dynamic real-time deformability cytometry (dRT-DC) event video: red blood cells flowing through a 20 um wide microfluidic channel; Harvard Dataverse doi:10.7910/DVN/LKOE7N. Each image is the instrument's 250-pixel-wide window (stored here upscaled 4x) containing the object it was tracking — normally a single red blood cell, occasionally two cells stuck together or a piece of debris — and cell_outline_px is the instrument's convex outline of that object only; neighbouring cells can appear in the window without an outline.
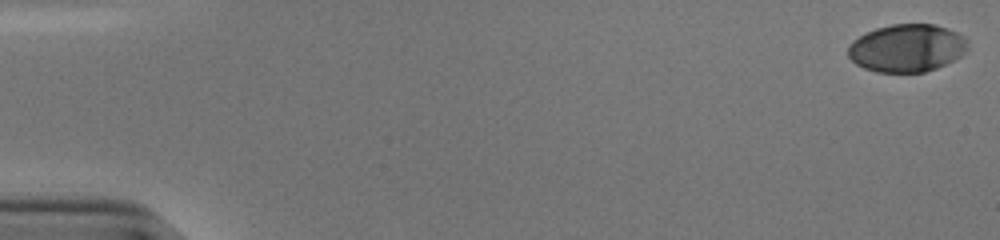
{"species": "human", "species_latin": "Homo sapiens", "temperature_condition": "cold", "stored_images_in_passage": 45, "camera_frame_rate_fps": 3000, "um_per_image_px": 0.085, "donor": {"sex": "male"}, "frame": {"image": 1, "passage_image": 1, "time_ms": 0.0, "image_size_px": [1000, 240], "cell_outline_px": [[968, 48], [960, 56], [936, 68], [924, 72], [876, 72], [864, 68], [856, 64], [848, 56], [848, 44], [852, 40], [876, 28], [892, 24], [932, 24], [948, 28], [964, 36]], "centroid_in_image_um": [77.06, 4.08], "position_along_channel_um": 7.9, "area_um2": 33.18}}
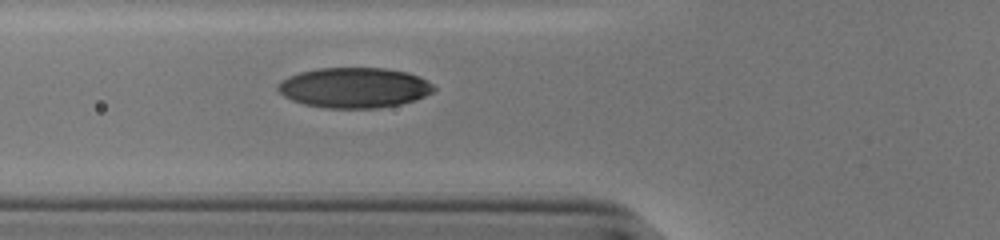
{"frame": {"image": 2, "passage_image": 21, "time_ms": 6.667, "image_size_px": [1000, 240], "cell_outline_px": [[436, 88], [432, 92], [424, 96], [400, 104], [380, 108], [324, 108], [304, 104], [292, 100], [284, 96], [276, 88], [276, 84], [280, 80], [288, 76], [300, 72], [316, 68], [384, 68], [408, 72], [432, 84]], "centroid_in_image_um": [30.05, 7.45], "position_along_channel_um": 95.7, "area_um2": 36.59}}
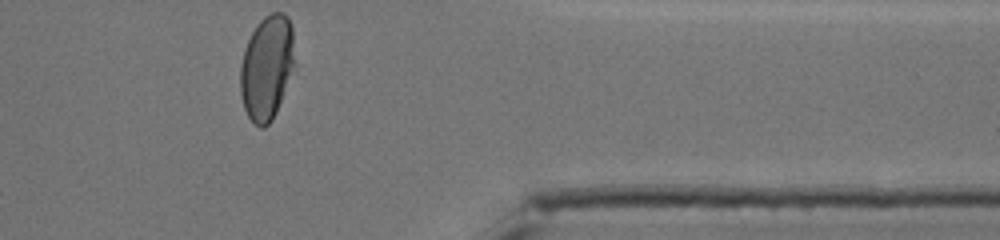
{"frame": {"image": 3, "passage_image": 45, "time_ms": 14.667, "image_size_px": [1000, 240], "cell_outline_px": [[296, 64], [276, 112], [272, 120], [264, 128], [260, 128], [248, 116], [244, 108], [240, 92], [240, 68], [244, 52], [248, 40], [256, 24], [264, 16], [272, 12], [284, 12], [288, 16], [292, 28]], "centroid_in_image_um": [22.7, 5.71], "position_along_channel_um": 388.7, "area_um2": 33.35}, "authors_computed_cell_mechanics": {"area_um2": 35.258, "velocity_mm_per_s": 3.845, "shape_relaxation_time_tau1_ms": 6.0052, "shape_relaxation_time_tau2_ms": 0.8817, "deformation_change_tau1": 0.2264, "deformation_change_tau2": 0.0398}}